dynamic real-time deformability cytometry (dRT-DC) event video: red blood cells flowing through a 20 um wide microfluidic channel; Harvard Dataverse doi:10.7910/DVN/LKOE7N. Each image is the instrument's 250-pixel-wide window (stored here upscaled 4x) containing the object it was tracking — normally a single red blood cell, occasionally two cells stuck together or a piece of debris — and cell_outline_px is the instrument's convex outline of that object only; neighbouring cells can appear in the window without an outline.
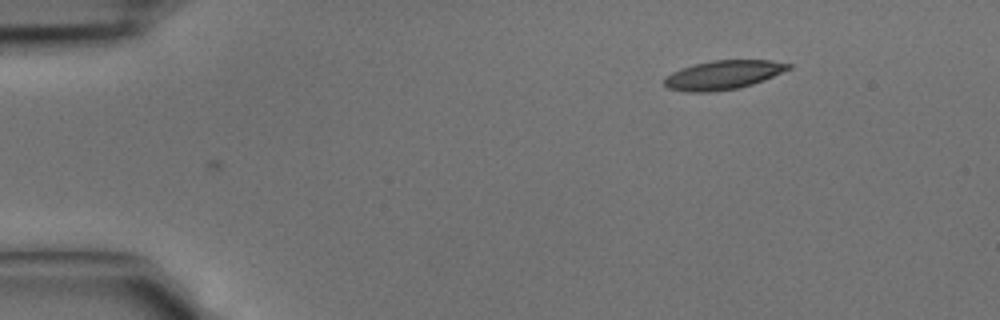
{"species": "common noctule bat (a hibernating species)", "species_latin": "Nyctalus noctula", "temperature_condition": "cold", "stored_images_in_passage": 2, "camera_frame_rate_fps": 3000, "um_per_image_px": 0.085, "animal": {"sex": "male", "body_mass_g": 15.6}, "frame": {"image": 1, "passage_image": 1, "time_ms": 0.0, "image_size_px": [1000, 320], "cell_outline_px": [[792, 68], [764, 80], [752, 84], [736, 88], [708, 92], [688, 92], [668, 88], [664, 84], [664, 80], [672, 72], [696, 64], [712, 60], [772, 60], [792, 64]], "centroid_in_image_um": [61.51, 6.36], "position_along_channel_um": 23.5, "area_um2": 20.69}}